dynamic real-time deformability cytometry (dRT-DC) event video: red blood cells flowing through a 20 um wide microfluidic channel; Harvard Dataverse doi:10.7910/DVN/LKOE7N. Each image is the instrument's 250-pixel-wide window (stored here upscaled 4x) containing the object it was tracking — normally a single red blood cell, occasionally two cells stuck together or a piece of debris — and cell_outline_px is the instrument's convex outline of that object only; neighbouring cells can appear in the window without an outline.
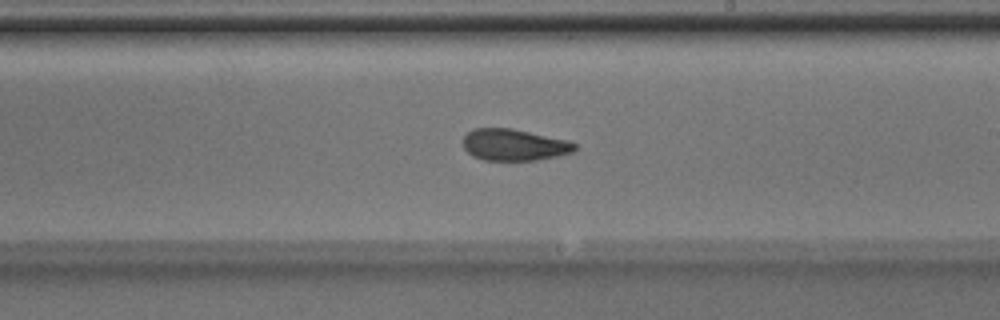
{"species": "Egyptian fruit bat (a non-hibernating species)", "species_latin": "Rousettus aegyptiacus", "temperature_condition": "room temperature", "stored_images_in_passage": 29, "camera_frame_rate_fps": 3000, "um_per_image_px": 0.085, "animal": {"sex": "male"}, "frame": {"image": 1, "passage_image": 17, "time_ms": 5.333, "image_size_px": [1000, 320], "cell_outline_px": [[576, 152], [536, 160], [484, 160], [472, 156], [464, 148], [464, 136], [472, 128], [512, 128], [568, 140], [576, 144]], "centroid_in_image_um": [43.71, 12.31], "position_along_channel_um": 245.3, "area_um2": 20.63}, "authors_computed_cell_mechanics": {"area_um2": 21.1548, "velocity_mm_per_s": 4.1263, "shape_relaxation_time_tau1_ms": 4.8403, "shape_relaxation_time_tau2_ms": 1.9206, "deformation_change_tau1": 0.1586, "deformation_change_tau2": 0.0838}}